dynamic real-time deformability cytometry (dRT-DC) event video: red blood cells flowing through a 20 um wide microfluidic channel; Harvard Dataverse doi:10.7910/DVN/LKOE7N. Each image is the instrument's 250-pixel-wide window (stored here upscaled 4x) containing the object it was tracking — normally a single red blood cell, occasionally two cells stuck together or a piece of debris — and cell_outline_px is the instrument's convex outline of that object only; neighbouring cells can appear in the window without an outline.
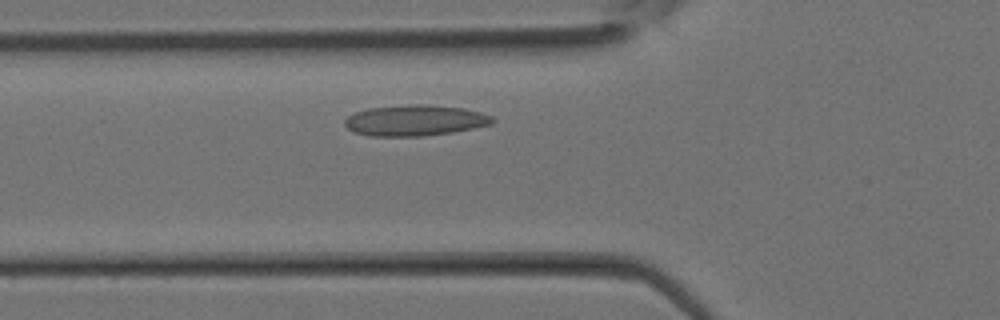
{"species": "Egyptian fruit bat (a non-hibernating species)", "species_latin": "Rousettus aegyptiacus", "temperature_condition": "room temperature", "stored_images_in_passage": 26, "camera_frame_rate_fps": 3000, "um_per_image_px": 0.085, "animal": {"sex": "female"}, "frame": {"image": 1, "passage_image": 5, "time_ms": 1.333, "image_size_px": [1000, 320], "cell_outline_px": [[496, 120], [492, 124], [452, 132], [420, 136], [368, 136], [352, 132], [344, 124], [344, 120], [348, 116], [356, 112], [368, 108], [408, 104], [428, 104], [464, 108], [480, 112], [492, 116]], "centroid_in_image_um": [35.26, 10.23], "position_along_channel_um": 90.5, "area_um2": 26.7}}
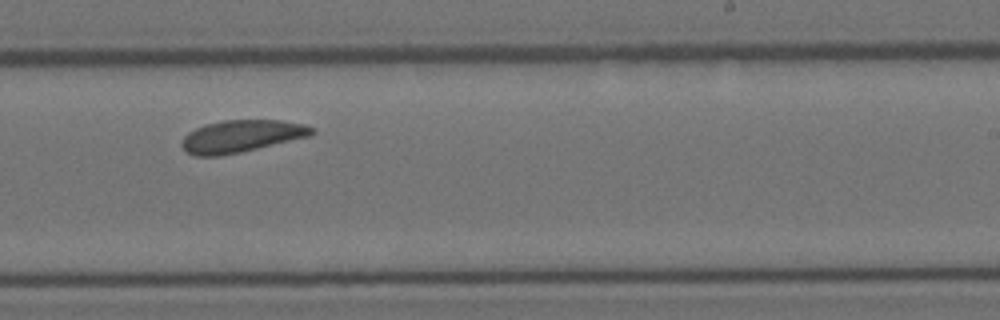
{"frame": {"image": 2, "passage_image": 14, "time_ms": 4.333, "image_size_px": [1000, 320], "cell_outline_px": [[316, 132], [308, 136], [240, 152], [216, 156], [196, 156], [188, 152], [180, 144], [184, 136], [188, 132], [204, 124], [224, 120], [280, 120], [304, 124], [316, 128]], "centroid_in_image_um": [20.51, 11.56], "position_along_channel_um": 268.5, "area_um2": 24.22}}
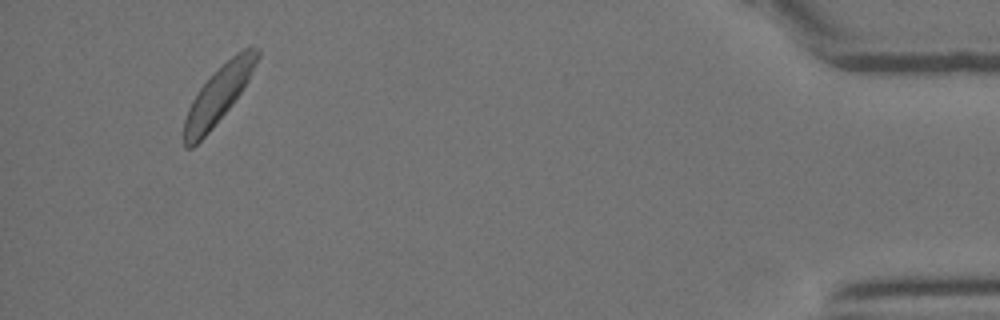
{"frame": {"image": 3, "passage_image": 25, "time_ms": 8.0, "image_size_px": [1000, 320], "cell_outline_px": [[260, 56], [248, 80], [232, 104], [212, 128], [192, 148], [184, 148], [184, 120], [188, 108], [196, 92], [236, 52], [252, 44], [260, 48]], "centroid_in_image_um": [18.58, 8.04], "position_along_channel_um": 416.6, "area_um2": 23.7}}